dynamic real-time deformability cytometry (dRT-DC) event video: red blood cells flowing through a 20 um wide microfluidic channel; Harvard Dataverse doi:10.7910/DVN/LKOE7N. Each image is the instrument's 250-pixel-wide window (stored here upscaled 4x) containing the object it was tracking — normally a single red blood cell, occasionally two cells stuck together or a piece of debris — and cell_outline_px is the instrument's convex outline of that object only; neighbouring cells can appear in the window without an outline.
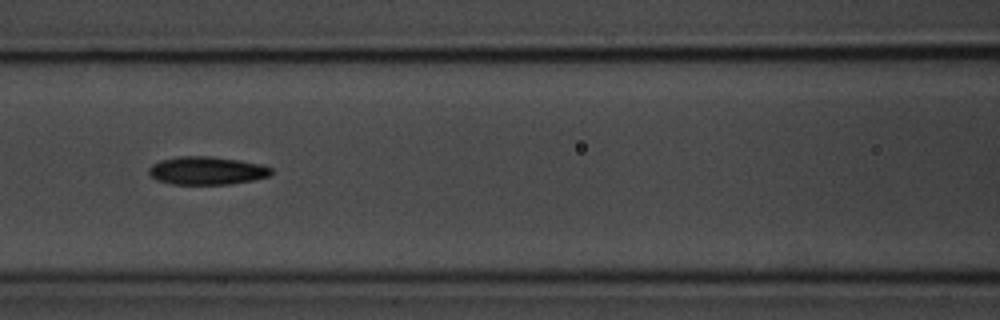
{"species": "common noctule bat (a hibernating species)", "species_latin": "Nyctalus noctula", "temperature_condition": "room temperature", "stored_images_in_passage": 5, "camera_frame_rate_fps": 3000, "um_per_image_px": 0.085, "animal": {"sex": "male", "body_mass_g": 20.1, "forearm_length_mm": 53.5}, "frame": {"image": 1, "passage_image": 5, "time_ms": 4.667, "image_size_px": [1000, 320], "cell_outline_px": [[272, 172], [268, 176], [252, 180], [232, 184], [172, 184], [156, 180], [148, 172], [148, 168], [152, 164], [160, 160], [180, 156], [208, 156], [236, 160], [260, 164], [272, 168]], "centroid_in_image_um": [17.54, 14.51], "position_along_channel_um": 149.1, "area_um2": 19.88}}